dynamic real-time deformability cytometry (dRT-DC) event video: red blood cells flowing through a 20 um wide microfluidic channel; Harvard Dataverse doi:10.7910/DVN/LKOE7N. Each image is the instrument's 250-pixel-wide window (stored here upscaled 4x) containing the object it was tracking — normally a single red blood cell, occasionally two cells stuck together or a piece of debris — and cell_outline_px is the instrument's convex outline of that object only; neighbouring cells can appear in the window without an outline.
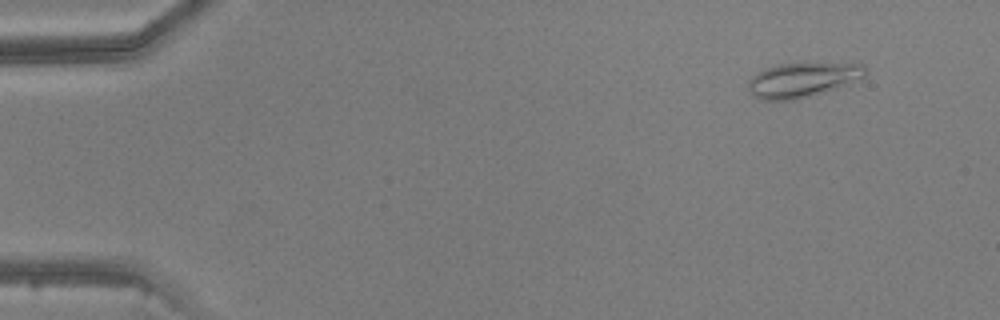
{"species": "common noctule bat (a hibernating species)", "species_latin": "Nyctalus noctula", "temperature_condition": "warm", "stored_images_in_passage": 5, "camera_frame_rate_fps": 3000, "um_per_image_px": 0.085, "animal": {"sex": "male", "body_mass_g": 20.5, "forearm_length_mm": 52.5}, "frame": {"image": 1, "passage_image": 2, "time_ms": 1.333, "image_size_px": [1000, 320], "cell_outline_px": [[868, 72], [860, 80], [792, 100], [760, 100], [752, 96], [748, 88], [748, 80], [756, 72], [764, 68], [780, 64], [804, 60], [864, 64]], "centroid_in_image_um": [68.21, 6.71], "position_along_channel_um": 16.8, "area_um2": 24.39}}